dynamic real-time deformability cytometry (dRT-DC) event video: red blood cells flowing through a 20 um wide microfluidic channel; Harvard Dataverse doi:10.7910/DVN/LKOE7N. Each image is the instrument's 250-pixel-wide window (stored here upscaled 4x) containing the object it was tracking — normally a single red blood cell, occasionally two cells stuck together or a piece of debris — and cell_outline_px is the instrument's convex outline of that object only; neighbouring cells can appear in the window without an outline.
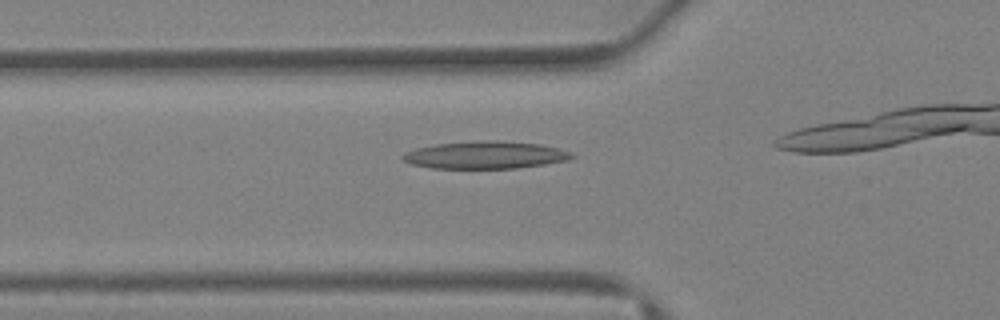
{"species": "Egyptian fruit bat (a non-hibernating species)", "species_latin": "Rousettus aegyptiacus", "temperature_condition": "warm", "stored_images_in_passage": 12, "camera_frame_rate_fps": 3000, "um_per_image_px": 0.085, "animal": {"sex": "female"}, "frame": {"image": 1, "passage_image": 9, "time_ms": 2.667, "image_size_px": [1000, 320], "cell_outline_px": [[576, 156], [568, 160], [544, 164], [516, 168], [432, 168], [412, 164], [404, 160], [400, 156], [404, 152], [416, 148], [436, 144], [496, 140], [540, 144], [572, 152]], "centroid_in_image_um": [41.25, 13.18], "position_along_channel_um": 84.5, "area_um2": 26.76}}